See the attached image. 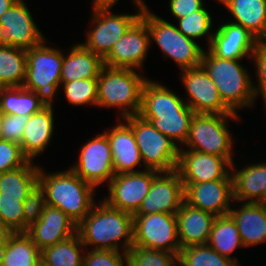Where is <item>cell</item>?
I'll return each instance as SVG.
<instances>
[{
  "instance_id": "6",
  "label": "cell",
  "mask_w": 266,
  "mask_h": 266,
  "mask_svg": "<svg viewBox=\"0 0 266 266\" xmlns=\"http://www.w3.org/2000/svg\"><path fill=\"white\" fill-rule=\"evenodd\" d=\"M44 39L26 50L27 66L23 87L34 91L45 107H53L61 85L63 51ZM59 89V90H58Z\"/></svg>"
},
{
  "instance_id": "14",
  "label": "cell",
  "mask_w": 266,
  "mask_h": 266,
  "mask_svg": "<svg viewBox=\"0 0 266 266\" xmlns=\"http://www.w3.org/2000/svg\"><path fill=\"white\" fill-rule=\"evenodd\" d=\"M30 11L26 0H17L0 17V46L29 50L47 38Z\"/></svg>"
},
{
  "instance_id": "10",
  "label": "cell",
  "mask_w": 266,
  "mask_h": 266,
  "mask_svg": "<svg viewBox=\"0 0 266 266\" xmlns=\"http://www.w3.org/2000/svg\"><path fill=\"white\" fill-rule=\"evenodd\" d=\"M133 131L144 167L159 172L177 168L180 147L140 115L122 119Z\"/></svg>"
},
{
  "instance_id": "12",
  "label": "cell",
  "mask_w": 266,
  "mask_h": 266,
  "mask_svg": "<svg viewBox=\"0 0 266 266\" xmlns=\"http://www.w3.org/2000/svg\"><path fill=\"white\" fill-rule=\"evenodd\" d=\"M78 154V160L70 165L84 181L97 187L108 185L115 176L113 168V157L107 136L102 132L89 139Z\"/></svg>"
},
{
  "instance_id": "23",
  "label": "cell",
  "mask_w": 266,
  "mask_h": 266,
  "mask_svg": "<svg viewBox=\"0 0 266 266\" xmlns=\"http://www.w3.org/2000/svg\"><path fill=\"white\" fill-rule=\"evenodd\" d=\"M248 163L238 170L235 162L231 164L234 201L263 203L266 199V161Z\"/></svg>"
},
{
  "instance_id": "37",
  "label": "cell",
  "mask_w": 266,
  "mask_h": 266,
  "mask_svg": "<svg viewBox=\"0 0 266 266\" xmlns=\"http://www.w3.org/2000/svg\"><path fill=\"white\" fill-rule=\"evenodd\" d=\"M60 88L72 106L93 105L97 107V79H80L61 82Z\"/></svg>"
},
{
  "instance_id": "2",
  "label": "cell",
  "mask_w": 266,
  "mask_h": 266,
  "mask_svg": "<svg viewBox=\"0 0 266 266\" xmlns=\"http://www.w3.org/2000/svg\"><path fill=\"white\" fill-rule=\"evenodd\" d=\"M77 233L86 249L127 253L133 246V215L99 200L77 225Z\"/></svg>"
},
{
  "instance_id": "43",
  "label": "cell",
  "mask_w": 266,
  "mask_h": 266,
  "mask_svg": "<svg viewBox=\"0 0 266 266\" xmlns=\"http://www.w3.org/2000/svg\"><path fill=\"white\" fill-rule=\"evenodd\" d=\"M46 206L44 191L37 186L24 201V232L41 217Z\"/></svg>"
},
{
  "instance_id": "33",
  "label": "cell",
  "mask_w": 266,
  "mask_h": 266,
  "mask_svg": "<svg viewBox=\"0 0 266 266\" xmlns=\"http://www.w3.org/2000/svg\"><path fill=\"white\" fill-rule=\"evenodd\" d=\"M41 251L26 232H13L6 242L2 266H39Z\"/></svg>"
},
{
  "instance_id": "35",
  "label": "cell",
  "mask_w": 266,
  "mask_h": 266,
  "mask_svg": "<svg viewBox=\"0 0 266 266\" xmlns=\"http://www.w3.org/2000/svg\"><path fill=\"white\" fill-rule=\"evenodd\" d=\"M204 5L200 10L176 19L178 30L187 38L197 40L206 37L208 48L214 34L213 17ZM213 29V30H212Z\"/></svg>"
},
{
  "instance_id": "15",
  "label": "cell",
  "mask_w": 266,
  "mask_h": 266,
  "mask_svg": "<svg viewBox=\"0 0 266 266\" xmlns=\"http://www.w3.org/2000/svg\"><path fill=\"white\" fill-rule=\"evenodd\" d=\"M159 171L146 169L140 172L115 174L108 187L104 200L109 206L134 215L143 199L149 193L153 178Z\"/></svg>"
},
{
  "instance_id": "9",
  "label": "cell",
  "mask_w": 266,
  "mask_h": 266,
  "mask_svg": "<svg viewBox=\"0 0 266 266\" xmlns=\"http://www.w3.org/2000/svg\"><path fill=\"white\" fill-rule=\"evenodd\" d=\"M141 17L146 21L150 42L158 46L162 57L172 59L180 70L201 66L204 48L197 41L187 38L175 24L151 12L144 6Z\"/></svg>"
},
{
  "instance_id": "29",
  "label": "cell",
  "mask_w": 266,
  "mask_h": 266,
  "mask_svg": "<svg viewBox=\"0 0 266 266\" xmlns=\"http://www.w3.org/2000/svg\"><path fill=\"white\" fill-rule=\"evenodd\" d=\"M39 166L29 160L24 166L0 174V197L27 198L38 186Z\"/></svg>"
},
{
  "instance_id": "45",
  "label": "cell",
  "mask_w": 266,
  "mask_h": 266,
  "mask_svg": "<svg viewBox=\"0 0 266 266\" xmlns=\"http://www.w3.org/2000/svg\"><path fill=\"white\" fill-rule=\"evenodd\" d=\"M170 14L178 19L200 10L205 4L203 0H169Z\"/></svg>"
},
{
  "instance_id": "1",
  "label": "cell",
  "mask_w": 266,
  "mask_h": 266,
  "mask_svg": "<svg viewBox=\"0 0 266 266\" xmlns=\"http://www.w3.org/2000/svg\"><path fill=\"white\" fill-rule=\"evenodd\" d=\"M195 112L179 94L158 80H148L142 89L139 114L180 148L185 144ZM180 144V145H179Z\"/></svg>"
},
{
  "instance_id": "41",
  "label": "cell",
  "mask_w": 266,
  "mask_h": 266,
  "mask_svg": "<svg viewBox=\"0 0 266 266\" xmlns=\"http://www.w3.org/2000/svg\"><path fill=\"white\" fill-rule=\"evenodd\" d=\"M82 266H127V253L86 249Z\"/></svg>"
},
{
  "instance_id": "36",
  "label": "cell",
  "mask_w": 266,
  "mask_h": 266,
  "mask_svg": "<svg viewBox=\"0 0 266 266\" xmlns=\"http://www.w3.org/2000/svg\"><path fill=\"white\" fill-rule=\"evenodd\" d=\"M177 266H237L208 244L191 245L180 249Z\"/></svg>"
},
{
  "instance_id": "47",
  "label": "cell",
  "mask_w": 266,
  "mask_h": 266,
  "mask_svg": "<svg viewBox=\"0 0 266 266\" xmlns=\"http://www.w3.org/2000/svg\"><path fill=\"white\" fill-rule=\"evenodd\" d=\"M17 0H0V17L12 7Z\"/></svg>"
},
{
  "instance_id": "16",
  "label": "cell",
  "mask_w": 266,
  "mask_h": 266,
  "mask_svg": "<svg viewBox=\"0 0 266 266\" xmlns=\"http://www.w3.org/2000/svg\"><path fill=\"white\" fill-rule=\"evenodd\" d=\"M179 75L187 105L195 113L236 114L221 100L217 87L202 66L181 70Z\"/></svg>"
},
{
  "instance_id": "49",
  "label": "cell",
  "mask_w": 266,
  "mask_h": 266,
  "mask_svg": "<svg viewBox=\"0 0 266 266\" xmlns=\"http://www.w3.org/2000/svg\"><path fill=\"white\" fill-rule=\"evenodd\" d=\"M118 1L120 0H92V3H118Z\"/></svg>"
},
{
  "instance_id": "34",
  "label": "cell",
  "mask_w": 266,
  "mask_h": 266,
  "mask_svg": "<svg viewBox=\"0 0 266 266\" xmlns=\"http://www.w3.org/2000/svg\"><path fill=\"white\" fill-rule=\"evenodd\" d=\"M26 66V50L0 46V87L23 86Z\"/></svg>"
},
{
  "instance_id": "25",
  "label": "cell",
  "mask_w": 266,
  "mask_h": 266,
  "mask_svg": "<svg viewBox=\"0 0 266 266\" xmlns=\"http://www.w3.org/2000/svg\"><path fill=\"white\" fill-rule=\"evenodd\" d=\"M216 215L190 206L185 201L176 213L181 248L207 244Z\"/></svg>"
},
{
  "instance_id": "24",
  "label": "cell",
  "mask_w": 266,
  "mask_h": 266,
  "mask_svg": "<svg viewBox=\"0 0 266 266\" xmlns=\"http://www.w3.org/2000/svg\"><path fill=\"white\" fill-rule=\"evenodd\" d=\"M235 202L237 208L231 207L228 214L236 223L244 248L264 244L266 242V205L255 202Z\"/></svg>"
},
{
  "instance_id": "4",
  "label": "cell",
  "mask_w": 266,
  "mask_h": 266,
  "mask_svg": "<svg viewBox=\"0 0 266 266\" xmlns=\"http://www.w3.org/2000/svg\"><path fill=\"white\" fill-rule=\"evenodd\" d=\"M243 60L221 59L207 48L201 61V66L217 87L221 100L236 114L242 108L252 109L257 104L252 84L254 75L242 65Z\"/></svg>"
},
{
  "instance_id": "32",
  "label": "cell",
  "mask_w": 266,
  "mask_h": 266,
  "mask_svg": "<svg viewBox=\"0 0 266 266\" xmlns=\"http://www.w3.org/2000/svg\"><path fill=\"white\" fill-rule=\"evenodd\" d=\"M44 107L34 91L23 86L0 87V110L4 114L32 115Z\"/></svg>"
},
{
  "instance_id": "38",
  "label": "cell",
  "mask_w": 266,
  "mask_h": 266,
  "mask_svg": "<svg viewBox=\"0 0 266 266\" xmlns=\"http://www.w3.org/2000/svg\"><path fill=\"white\" fill-rule=\"evenodd\" d=\"M127 266H177L174 253L132 246L127 252Z\"/></svg>"
},
{
  "instance_id": "17",
  "label": "cell",
  "mask_w": 266,
  "mask_h": 266,
  "mask_svg": "<svg viewBox=\"0 0 266 266\" xmlns=\"http://www.w3.org/2000/svg\"><path fill=\"white\" fill-rule=\"evenodd\" d=\"M184 199V186L179 172H159L152 181L149 193L134 215L154 213L176 214Z\"/></svg>"
},
{
  "instance_id": "27",
  "label": "cell",
  "mask_w": 266,
  "mask_h": 266,
  "mask_svg": "<svg viewBox=\"0 0 266 266\" xmlns=\"http://www.w3.org/2000/svg\"><path fill=\"white\" fill-rule=\"evenodd\" d=\"M64 54L61 67V82L80 79H97L105 66L103 58L85 48L81 43L73 44Z\"/></svg>"
},
{
  "instance_id": "28",
  "label": "cell",
  "mask_w": 266,
  "mask_h": 266,
  "mask_svg": "<svg viewBox=\"0 0 266 266\" xmlns=\"http://www.w3.org/2000/svg\"><path fill=\"white\" fill-rule=\"evenodd\" d=\"M232 17L230 22L243 26L257 40L266 39V0H221Z\"/></svg>"
},
{
  "instance_id": "50",
  "label": "cell",
  "mask_w": 266,
  "mask_h": 266,
  "mask_svg": "<svg viewBox=\"0 0 266 266\" xmlns=\"http://www.w3.org/2000/svg\"><path fill=\"white\" fill-rule=\"evenodd\" d=\"M3 119H4V113L0 110V138H1V130H2Z\"/></svg>"
},
{
  "instance_id": "48",
  "label": "cell",
  "mask_w": 266,
  "mask_h": 266,
  "mask_svg": "<svg viewBox=\"0 0 266 266\" xmlns=\"http://www.w3.org/2000/svg\"><path fill=\"white\" fill-rule=\"evenodd\" d=\"M5 252H6V242H0V266H2Z\"/></svg>"
},
{
  "instance_id": "22",
  "label": "cell",
  "mask_w": 266,
  "mask_h": 266,
  "mask_svg": "<svg viewBox=\"0 0 266 266\" xmlns=\"http://www.w3.org/2000/svg\"><path fill=\"white\" fill-rule=\"evenodd\" d=\"M103 133L109 140L115 174L146 170L133 131L122 119L118 118L115 126ZM139 165L143 170H138Z\"/></svg>"
},
{
  "instance_id": "20",
  "label": "cell",
  "mask_w": 266,
  "mask_h": 266,
  "mask_svg": "<svg viewBox=\"0 0 266 266\" xmlns=\"http://www.w3.org/2000/svg\"><path fill=\"white\" fill-rule=\"evenodd\" d=\"M212 42L208 49L221 59L251 58L257 39L243 26L227 22L214 28Z\"/></svg>"
},
{
  "instance_id": "7",
  "label": "cell",
  "mask_w": 266,
  "mask_h": 266,
  "mask_svg": "<svg viewBox=\"0 0 266 266\" xmlns=\"http://www.w3.org/2000/svg\"><path fill=\"white\" fill-rule=\"evenodd\" d=\"M239 114H206L195 113L185 144L179 150H193L226 158L231 164L233 155L234 135L230 132L229 123L237 121ZM186 146V147H185Z\"/></svg>"
},
{
  "instance_id": "30",
  "label": "cell",
  "mask_w": 266,
  "mask_h": 266,
  "mask_svg": "<svg viewBox=\"0 0 266 266\" xmlns=\"http://www.w3.org/2000/svg\"><path fill=\"white\" fill-rule=\"evenodd\" d=\"M207 244L237 266H241L237 261L238 258L231 254L236 251L235 249L244 248V246L236 223L229 214L216 217Z\"/></svg>"
},
{
  "instance_id": "13",
  "label": "cell",
  "mask_w": 266,
  "mask_h": 266,
  "mask_svg": "<svg viewBox=\"0 0 266 266\" xmlns=\"http://www.w3.org/2000/svg\"><path fill=\"white\" fill-rule=\"evenodd\" d=\"M151 42L146 21L140 17L130 29L115 42L110 52L103 58L110 68L143 71Z\"/></svg>"
},
{
  "instance_id": "31",
  "label": "cell",
  "mask_w": 266,
  "mask_h": 266,
  "mask_svg": "<svg viewBox=\"0 0 266 266\" xmlns=\"http://www.w3.org/2000/svg\"><path fill=\"white\" fill-rule=\"evenodd\" d=\"M86 248L78 233L41 251L43 266H82Z\"/></svg>"
},
{
  "instance_id": "19",
  "label": "cell",
  "mask_w": 266,
  "mask_h": 266,
  "mask_svg": "<svg viewBox=\"0 0 266 266\" xmlns=\"http://www.w3.org/2000/svg\"><path fill=\"white\" fill-rule=\"evenodd\" d=\"M183 186L186 203L216 216L227 215L235 204L232 179L183 183Z\"/></svg>"
},
{
  "instance_id": "21",
  "label": "cell",
  "mask_w": 266,
  "mask_h": 266,
  "mask_svg": "<svg viewBox=\"0 0 266 266\" xmlns=\"http://www.w3.org/2000/svg\"><path fill=\"white\" fill-rule=\"evenodd\" d=\"M26 233L40 251L77 233V224L61 209L46 205L41 217Z\"/></svg>"
},
{
  "instance_id": "39",
  "label": "cell",
  "mask_w": 266,
  "mask_h": 266,
  "mask_svg": "<svg viewBox=\"0 0 266 266\" xmlns=\"http://www.w3.org/2000/svg\"><path fill=\"white\" fill-rule=\"evenodd\" d=\"M25 199L0 197V220L13 232H24Z\"/></svg>"
},
{
  "instance_id": "51",
  "label": "cell",
  "mask_w": 266,
  "mask_h": 266,
  "mask_svg": "<svg viewBox=\"0 0 266 266\" xmlns=\"http://www.w3.org/2000/svg\"><path fill=\"white\" fill-rule=\"evenodd\" d=\"M262 97V102L264 103V107L266 109V92L260 95ZM266 111V110H265ZM266 113V112H265Z\"/></svg>"
},
{
  "instance_id": "26",
  "label": "cell",
  "mask_w": 266,
  "mask_h": 266,
  "mask_svg": "<svg viewBox=\"0 0 266 266\" xmlns=\"http://www.w3.org/2000/svg\"><path fill=\"white\" fill-rule=\"evenodd\" d=\"M53 107H44L32 114L26 123L20 146L24 155L34 162L48 148L54 136L55 118Z\"/></svg>"
},
{
  "instance_id": "11",
  "label": "cell",
  "mask_w": 266,
  "mask_h": 266,
  "mask_svg": "<svg viewBox=\"0 0 266 266\" xmlns=\"http://www.w3.org/2000/svg\"><path fill=\"white\" fill-rule=\"evenodd\" d=\"M133 246L160 249L179 255L176 214L133 215Z\"/></svg>"
},
{
  "instance_id": "44",
  "label": "cell",
  "mask_w": 266,
  "mask_h": 266,
  "mask_svg": "<svg viewBox=\"0 0 266 266\" xmlns=\"http://www.w3.org/2000/svg\"><path fill=\"white\" fill-rule=\"evenodd\" d=\"M31 115L4 114L1 139L21 143L24 129Z\"/></svg>"
},
{
  "instance_id": "40",
  "label": "cell",
  "mask_w": 266,
  "mask_h": 266,
  "mask_svg": "<svg viewBox=\"0 0 266 266\" xmlns=\"http://www.w3.org/2000/svg\"><path fill=\"white\" fill-rule=\"evenodd\" d=\"M28 161L20 144L0 138V174L24 166Z\"/></svg>"
},
{
  "instance_id": "5",
  "label": "cell",
  "mask_w": 266,
  "mask_h": 266,
  "mask_svg": "<svg viewBox=\"0 0 266 266\" xmlns=\"http://www.w3.org/2000/svg\"><path fill=\"white\" fill-rule=\"evenodd\" d=\"M142 72L104 66L97 77V107L118 109L119 119L139 114L142 89L149 78Z\"/></svg>"
},
{
  "instance_id": "46",
  "label": "cell",
  "mask_w": 266,
  "mask_h": 266,
  "mask_svg": "<svg viewBox=\"0 0 266 266\" xmlns=\"http://www.w3.org/2000/svg\"><path fill=\"white\" fill-rule=\"evenodd\" d=\"M13 233L1 220H0V242H7L9 236Z\"/></svg>"
},
{
  "instance_id": "3",
  "label": "cell",
  "mask_w": 266,
  "mask_h": 266,
  "mask_svg": "<svg viewBox=\"0 0 266 266\" xmlns=\"http://www.w3.org/2000/svg\"><path fill=\"white\" fill-rule=\"evenodd\" d=\"M38 186L44 191L46 205L61 209L77 225L98 202L96 188L70 168L51 173L39 166Z\"/></svg>"
},
{
  "instance_id": "18",
  "label": "cell",
  "mask_w": 266,
  "mask_h": 266,
  "mask_svg": "<svg viewBox=\"0 0 266 266\" xmlns=\"http://www.w3.org/2000/svg\"><path fill=\"white\" fill-rule=\"evenodd\" d=\"M176 170L182 183L232 179L231 163L226 158L193 150H179Z\"/></svg>"
},
{
  "instance_id": "42",
  "label": "cell",
  "mask_w": 266,
  "mask_h": 266,
  "mask_svg": "<svg viewBox=\"0 0 266 266\" xmlns=\"http://www.w3.org/2000/svg\"><path fill=\"white\" fill-rule=\"evenodd\" d=\"M250 60L255 67L256 82H252V84L258 98L266 92V39L257 41Z\"/></svg>"
},
{
  "instance_id": "8",
  "label": "cell",
  "mask_w": 266,
  "mask_h": 266,
  "mask_svg": "<svg viewBox=\"0 0 266 266\" xmlns=\"http://www.w3.org/2000/svg\"><path fill=\"white\" fill-rule=\"evenodd\" d=\"M131 1L133 6L136 7L135 9H137L135 14L114 13L112 8L117 3L93 2L91 6V24H89L93 27L86 31V40L81 44L94 54L104 58L115 42L141 17L144 6H147L145 0Z\"/></svg>"
}]
</instances>
